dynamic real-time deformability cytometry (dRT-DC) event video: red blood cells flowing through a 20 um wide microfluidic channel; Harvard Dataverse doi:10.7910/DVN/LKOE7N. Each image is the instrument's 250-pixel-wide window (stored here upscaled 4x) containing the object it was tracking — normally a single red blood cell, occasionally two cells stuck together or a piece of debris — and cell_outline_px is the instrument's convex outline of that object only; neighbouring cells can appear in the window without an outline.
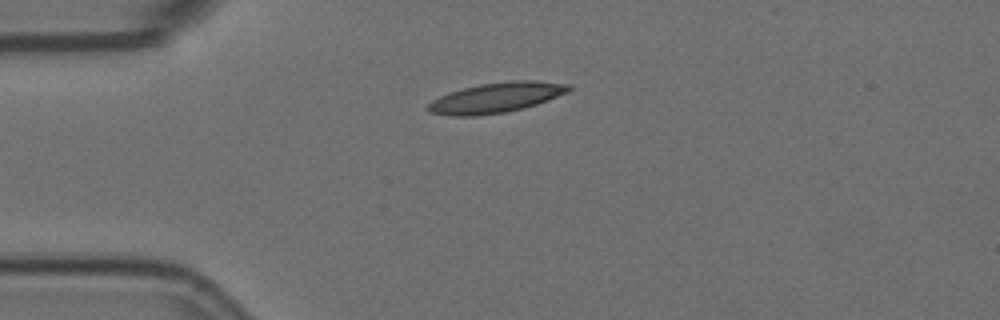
{"species": "Egyptian fruit bat (a non-hibernating species)", "species_latin": "Rousettus aegyptiacus", "temperature_condition": "room temperature", "stored_images_in_passage": 5, "camera_frame_rate_fps": 3000, "um_per_image_px": 0.085, "animal": {"sex": "female"}, "frame": {"image": 1, "passage_image": 1, "time_ms": 0.0, "image_size_px": [1000, 320], "cell_outline_px": [[572, 88], [568, 92], [548, 100], [524, 108], [504, 112], [476, 116], [448, 116], [428, 112], [424, 108], [432, 100], [448, 92], [480, 84], [512, 80], [536, 80], [572, 84]], "centroid_in_image_um": [42.16, 8.3], "position_along_channel_um": 42.8, "area_um2": 24.97}}
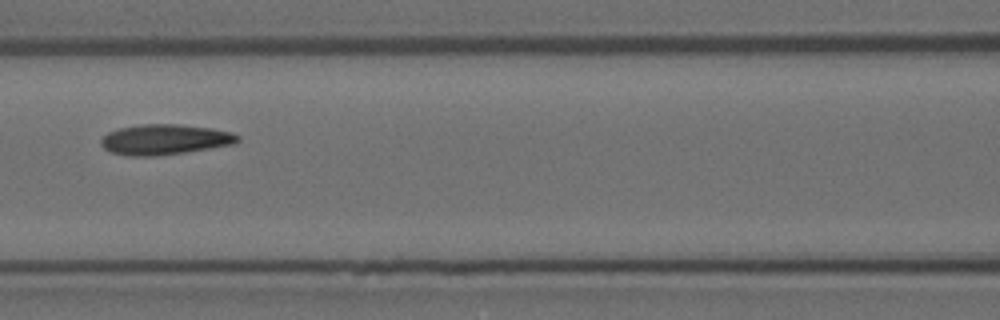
{"frame": {"image": 2, "passage_image": 4, "time_ms": 1.0, "image_size_px": [1000, 320], "cell_outline_px": [[240, 140], [236, 144], [184, 152], [152, 156], [132, 156], [112, 152], [104, 148], [100, 144], [100, 140], [108, 132], [120, 128], [140, 124], [180, 124], [212, 128], [232, 132], [240, 136]], "centroid_in_image_um": [14.04, 11.85], "position_along_channel_um": 152.6, "area_um2": 24.16}}
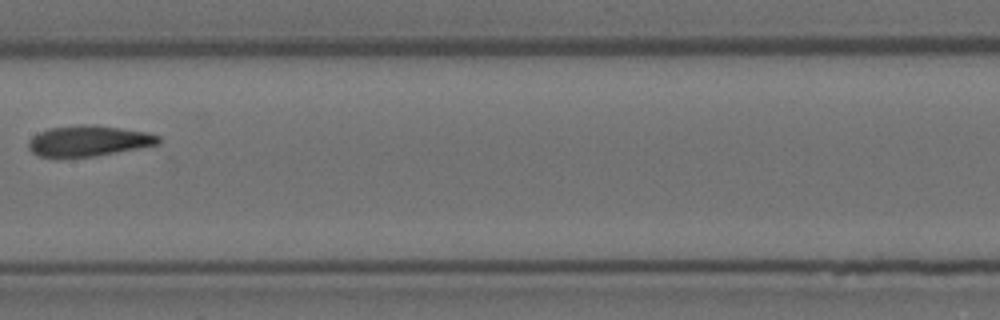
{"frame": {"image": 3, "passage_image": 5, "time_ms": 1.333, "image_size_px": [1000, 320], "cell_outline_px": [[160, 144], [96, 156], [36, 156], [28, 148], [28, 140], [32, 136], [48, 128], [80, 124], [96, 124], [148, 132], [160, 136]], "centroid_in_image_um": [7.54, 11.95], "position_along_channel_um": 199.9, "area_um2": 23.35}}